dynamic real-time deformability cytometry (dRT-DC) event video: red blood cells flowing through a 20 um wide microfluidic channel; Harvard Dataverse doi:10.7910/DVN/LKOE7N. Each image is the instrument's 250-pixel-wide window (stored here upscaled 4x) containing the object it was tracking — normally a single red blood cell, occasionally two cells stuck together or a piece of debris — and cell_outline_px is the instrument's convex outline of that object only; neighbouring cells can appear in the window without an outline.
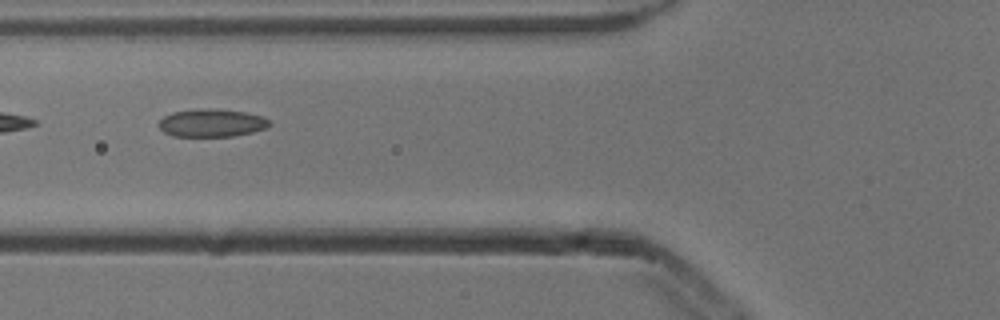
{"species": "common noctule bat (a hibernating species)", "species_latin": "Nyctalus noctula", "temperature_condition": "cold", "stored_images_in_passage": 5, "camera_frame_rate_fps": 3000, "um_per_image_px": 0.085, "animal": {"sex": "male", "body_mass_g": 13.3}, "frame": {"image": 1, "passage_image": 2, "time_ms": 0.333, "image_size_px": [1000, 320], "cell_outline_px": [[272, 124], [264, 128], [252, 132], [232, 136], [172, 136], [164, 132], [160, 128], [160, 120], [164, 116], [172, 112], [244, 112], [260, 116], [268, 120]], "centroid_in_image_um": [17.99, 10.52], "position_along_channel_um": 107.8, "area_um2": 16.59}}
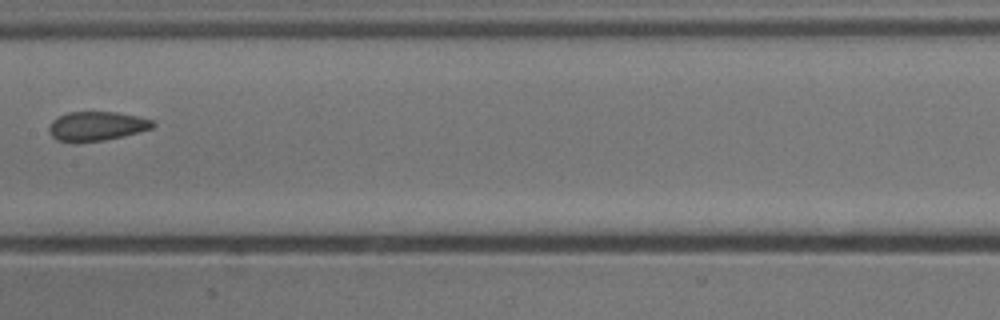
{"frame": {"image": 2, "passage_image": 4, "time_ms": 1.0, "image_size_px": [1000, 320], "cell_outline_px": [[156, 124], [152, 128], [104, 140], [56, 140], [48, 132], [48, 128], [52, 120], [56, 116], [68, 112], [116, 112], [136, 116], [152, 120]], "centroid_in_image_um": [8.18, 10.68], "position_along_channel_um": 199.2, "area_um2": 17.17}}
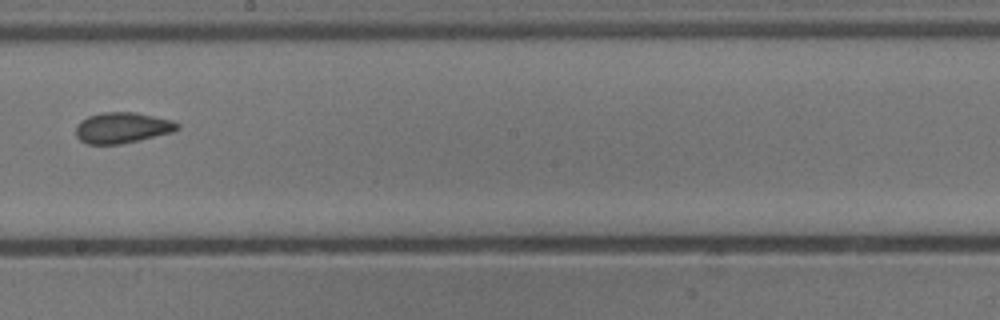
{"frame": {"image": 3, "passage_image": 5, "time_ms": 1.333, "image_size_px": [1000, 320], "cell_outline_px": [[180, 128], [172, 132], [140, 140], [120, 144], [88, 144], [80, 140], [76, 136], [76, 124], [80, 120], [88, 116], [104, 112], [136, 112], [172, 120], [180, 124]], "centroid_in_image_um": [10.39, 10.85], "position_along_channel_um": 237.8, "area_um2": 18.32}}